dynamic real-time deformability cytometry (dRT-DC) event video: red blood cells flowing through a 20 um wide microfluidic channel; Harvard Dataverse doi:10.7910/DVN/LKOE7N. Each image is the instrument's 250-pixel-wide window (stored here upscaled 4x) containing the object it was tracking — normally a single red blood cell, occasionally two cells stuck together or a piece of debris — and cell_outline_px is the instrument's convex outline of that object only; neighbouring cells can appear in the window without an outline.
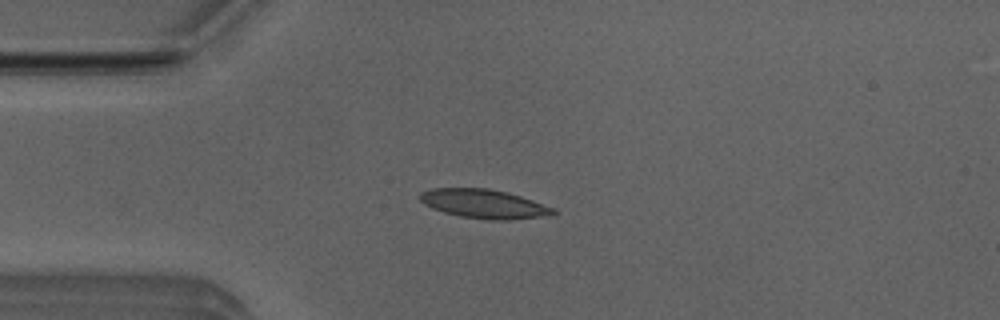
{"species": "Egyptian fruit bat (a non-hibernating species)", "species_latin": "Rousettus aegyptiacus", "temperature_condition": "room temperature", "stored_images_in_passage": 4, "camera_frame_rate_fps": 3000, "um_per_image_px": 0.085, "animal": {"sex": "male"}, "frame": {"image": 1, "passage_image": 4, "time_ms": 1.0, "image_size_px": [1000, 320], "cell_outline_px": [[560, 212], [540, 216], [512, 220], [488, 220], [460, 216], [444, 212], [432, 208], [424, 204], [420, 200], [420, 192], [432, 188], [488, 188], [508, 192], [556, 208]], "centroid_in_image_um": [41.14, 17.32], "position_along_channel_um": 43.9, "area_um2": 22.54}}